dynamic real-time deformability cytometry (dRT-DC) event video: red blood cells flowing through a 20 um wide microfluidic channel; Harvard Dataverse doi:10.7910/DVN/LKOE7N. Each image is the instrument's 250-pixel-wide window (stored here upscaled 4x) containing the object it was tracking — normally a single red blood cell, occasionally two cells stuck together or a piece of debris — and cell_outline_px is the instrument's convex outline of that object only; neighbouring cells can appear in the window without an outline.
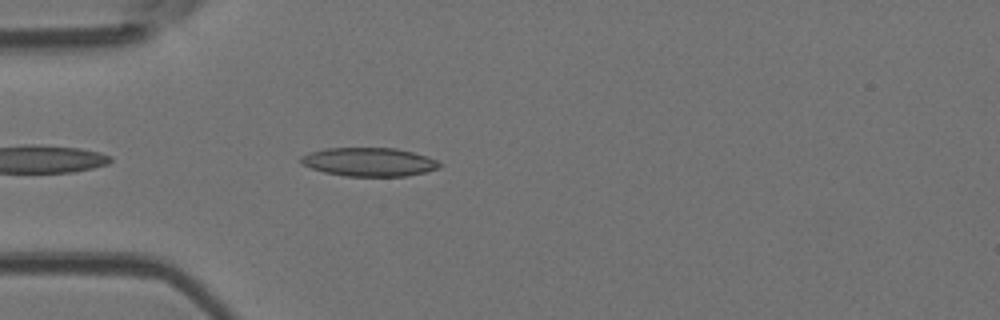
{"species": "Egyptian fruit bat (a non-hibernating species)", "species_latin": "Rousettus aegyptiacus", "temperature_condition": "room temperature", "stored_images_in_passage": 9, "camera_frame_rate_fps": 3000, "um_per_image_px": 0.085, "animal": {"sex": "female"}, "frame": {"image": 1, "passage_image": 1, "time_ms": 0.0, "image_size_px": [1000, 320], "cell_outline_px": [[444, 164], [440, 168], [424, 172], [404, 176], [344, 176], [324, 172], [300, 164], [300, 156], [308, 152], [328, 148], [396, 148], [428, 156]], "centroid_in_image_um": [31.37, 13.76], "position_along_channel_um": 53.6, "area_um2": 23.24}}
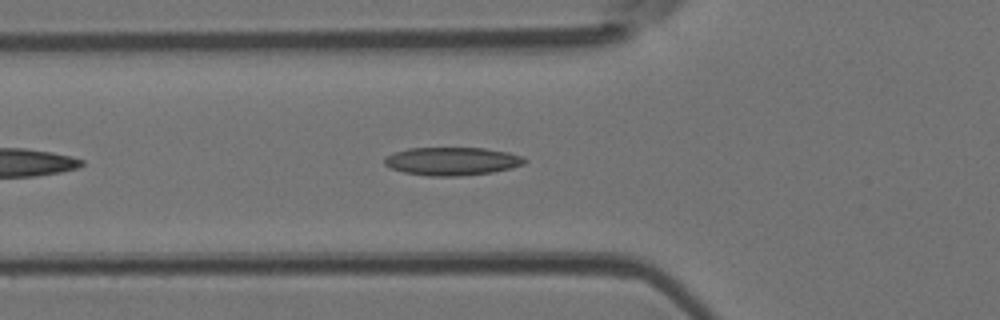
{"frame": {"image": 2, "passage_image": 4, "time_ms": 1.0, "image_size_px": [1000, 320], "cell_outline_px": [[528, 160], [524, 164], [512, 168], [492, 172], [456, 176], [428, 176], [404, 172], [392, 168], [384, 164], [384, 160], [392, 152], [408, 148], [484, 148], [508, 152], [524, 156]], "centroid_in_image_um": [38.45, 13.7], "position_along_channel_um": 87.3, "area_um2": 23.0}}